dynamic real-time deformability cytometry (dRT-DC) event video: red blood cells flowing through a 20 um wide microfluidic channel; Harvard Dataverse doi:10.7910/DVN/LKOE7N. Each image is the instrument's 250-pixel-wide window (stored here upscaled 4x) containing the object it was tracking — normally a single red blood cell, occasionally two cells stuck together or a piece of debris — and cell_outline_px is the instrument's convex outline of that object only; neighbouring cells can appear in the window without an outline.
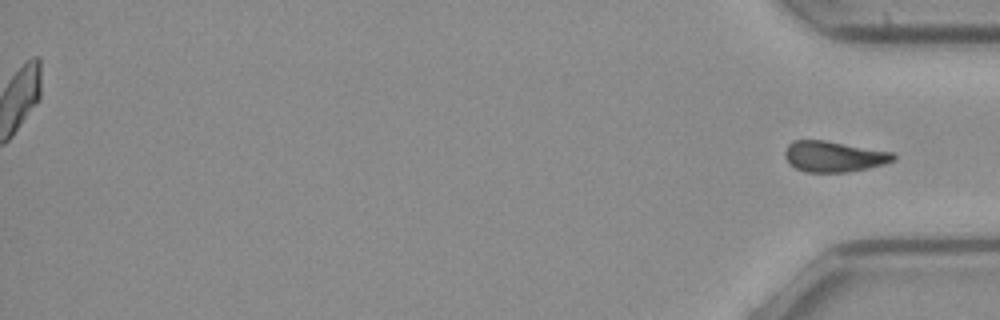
{"species": "common noctule bat (a hibernating species)", "species_latin": "Nyctalus noctula", "temperature_condition": "cold", "stored_images_in_passage": 48, "segment_of_instrument_passage": [2, 2], "camera_frame_rate_fps": 3000, "um_per_image_px": 0.085, "animal": {"sex": "female", "body_mass_g": 21.9}, "frame": {"image": 1, "passage_image": 48, "time_ms": 15.667, "image_size_px": [1000, 320], "cell_outline_px": [[896, 160], [884, 164], [868, 168], [848, 172], [804, 172], [788, 164], [784, 156], [784, 152], [788, 144], [792, 140], [824, 140], [892, 152], [896, 156]], "centroid_in_image_um": [70.85, 13.3], "position_along_channel_um": 364.4, "area_um2": 19.59}}